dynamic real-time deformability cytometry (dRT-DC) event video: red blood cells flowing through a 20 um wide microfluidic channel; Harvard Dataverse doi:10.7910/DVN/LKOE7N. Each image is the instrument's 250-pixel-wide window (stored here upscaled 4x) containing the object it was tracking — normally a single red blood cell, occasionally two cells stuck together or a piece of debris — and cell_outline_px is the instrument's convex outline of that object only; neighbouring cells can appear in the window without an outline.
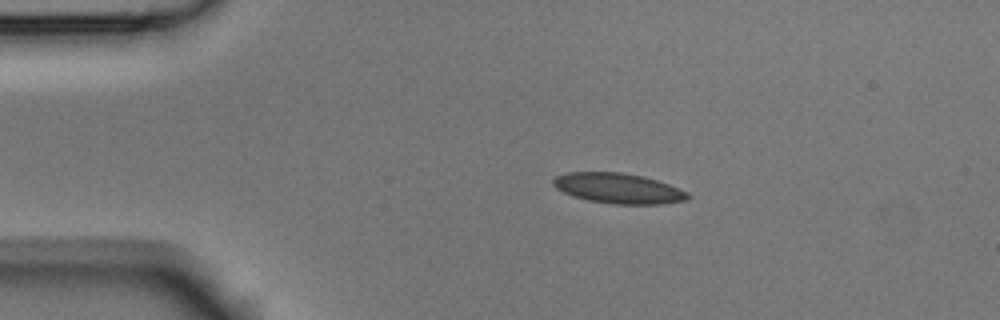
{"species": "Egyptian fruit bat (a non-hibernating species)", "species_latin": "Rousettus aegyptiacus", "temperature_condition": "room temperature", "stored_images_in_passage": 4, "camera_frame_rate_fps": 3000, "um_per_image_px": 0.085, "animal": {"sex": "male"}, "frame": {"image": 1, "passage_image": 1, "time_ms": 0.0, "image_size_px": [1000, 320], "cell_outline_px": [[692, 196], [684, 200], [660, 204], [616, 204], [588, 200], [572, 196], [556, 188], [552, 184], [552, 180], [556, 176], [568, 172], [624, 172], [644, 176], [668, 184], [688, 192]], "centroid_in_image_um": [52.54, 16.0], "position_along_channel_um": 32.5, "area_um2": 23.7}}
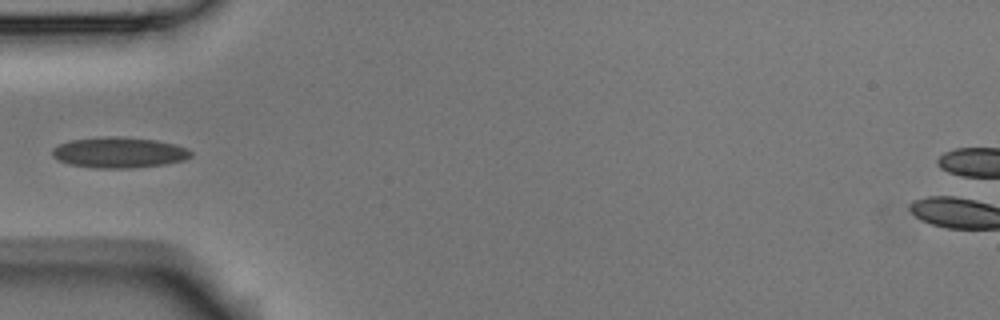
{"frame": {"image": 2, "passage_image": 3, "time_ms": 0.667, "image_size_px": [1000, 320], "cell_outline_px": [[192, 156], [184, 160], [164, 164], [128, 168], [92, 168], [68, 164], [56, 160], [52, 156], [52, 148], [60, 144], [72, 140], [104, 136], [120, 136], [156, 140], [176, 144], [188, 148], [192, 152]], "centroid_in_image_um": [10.11, 12.96], "position_along_channel_um": 74.9, "area_um2": 25.03}}
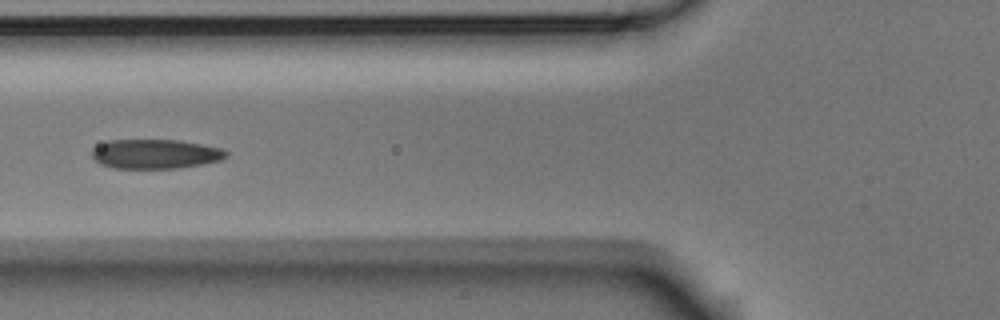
{"frame": {"image": 3, "passage_image": 4, "time_ms": 1.0, "image_size_px": [1000, 320], "cell_outline_px": [[228, 156], [220, 160], [200, 164], [176, 168], [112, 168], [100, 164], [92, 156], [92, 148], [108, 140], [180, 140], [220, 148], [228, 152]], "centroid_in_image_um": [13.17, 13.08], "position_along_channel_um": 112.6, "area_um2": 22.89}}